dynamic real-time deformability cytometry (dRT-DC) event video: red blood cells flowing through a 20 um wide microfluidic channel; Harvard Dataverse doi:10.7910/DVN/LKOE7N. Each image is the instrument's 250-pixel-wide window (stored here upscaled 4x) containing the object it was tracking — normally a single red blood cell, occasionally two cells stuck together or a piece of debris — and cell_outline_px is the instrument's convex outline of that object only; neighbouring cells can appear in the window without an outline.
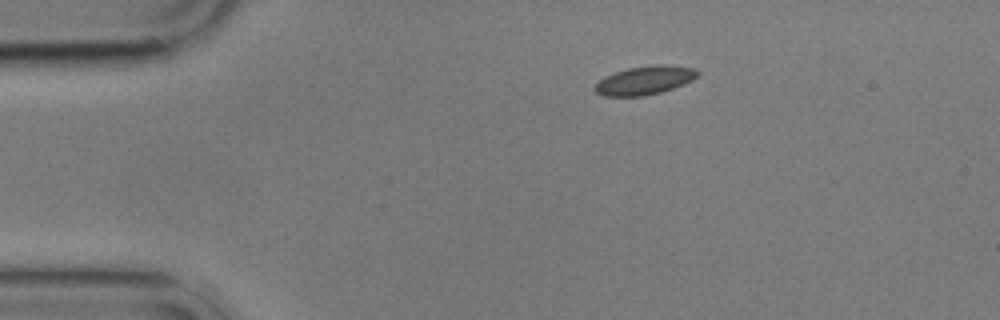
{"species": "common noctule bat (a hibernating species)", "species_latin": "Nyctalus noctula", "temperature_condition": "cold", "stored_images_in_passage": 4, "camera_frame_rate_fps": 3000, "um_per_image_px": 0.085, "animal": {"sex": "male", "body_mass_g": 17.9}, "frame": {"image": 1, "passage_image": 4, "time_ms": 4.333, "image_size_px": [1000, 320], "cell_outline_px": [[700, 76], [684, 84], [660, 92], [644, 96], [604, 96], [596, 92], [592, 88], [604, 76], [628, 68], [656, 64], [664, 64], [692, 68], [700, 72]], "centroid_in_image_um": [54.81, 6.82], "position_along_channel_um": 30.2, "area_um2": 17.11}}